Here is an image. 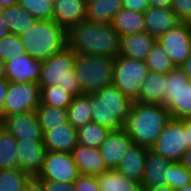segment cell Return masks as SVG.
Returning a JSON list of instances; mask_svg holds the SVG:
<instances>
[{
    "label": "cell",
    "instance_id": "1",
    "mask_svg": "<svg viewBox=\"0 0 191 191\" xmlns=\"http://www.w3.org/2000/svg\"><path fill=\"white\" fill-rule=\"evenodd\" d=\"M67 47L78 54L115 58L119 56L120 37L112 24L83 20L67 32Z\"/></svg>",
    "mask_w": 191,
    "mask_h": 191
},
{
    "label": "cell",
    "instance_id": "2",
    "mask_svg": "<svg viewBox=\"0 0 191 191\" xmlns=\"http://www.w3.org/2000/svg\"><path fill=\"white\" fill-rule=\"evenodd\" d=\"M170 119L163 105L133 101L123 129L133 143L151 149Z\"/></svg>",
    "mask_w": 191,
    "mask_h": 191
},
{
    "label": "cell",
    "instance_id": "3",
    "mask_svg": "<svg viewBox=\"0 0 191 191\" xmlns=\"http://www.w3.org/2000/svg\"><path fill=\"white\" fill-rule=\"evenodd\" d=\"M92 122L110 131L122 130L129 117L132 100L114 85L89 94Z\"/></svg>",
    "mask_w": 191,
    "mask_h": 191
},
{
    "label": "cell",
    "instance_id": "4",
    "mask_svg": "<svg viewBox=\"0 0 191 191\" xmlns=\"http://www.w3.org/2000/svg\"><path fill=\"white\" fill-rule=\"evenodd\" d=\"M19 36L26 54L39 61L47 60L67 47L66 31L54 20H36Z\"/></svg>",
    "mask_w": 191,
    "mask_h": 191
},
{
    "label": "cell",
    "instance_id": "5",
    "mask_svg": "<svg viewBox=\"0 0 191 191\" xmlns=\"http://www.w3.org/2000/svg\"><path fill=\"white\" fill-rule=\"evenodd\" d=\"M76 53L69 47L42 61L39 87L59 85L74 97L83 94L74 70Z\"/></svg>",
    "mask_w": 191,
    "mask_h": 191
},
{
    "label": "cell",
    "instance_id": "6",
    "mask_svg": "<svg viewBox=\"0 0 191 191\" xmlns=\"http://www.w3.org/2000/svg\"><path fill=\"white\" fill-rule=\"evenodd\" d=\"M74 70L83 94H94L102 87L112 85L114 58L76 53Z\"/></svg>",
    "mask_w": 191,
    "mask_h": 191
},
{
    "label": "cell",
    "instance_id": "7",
    "mask_svg": "<svg viewBox=\"0 0 191 191\" xmlns=\"http://www.w3.org/2000/svg\"><path fill=\"white\" fill-rule=\"evenodd\" d=\"M164 107L170 118L185 120L191 117V82L180 67L166 74Z\"/></svg>",
    "mask_w": 191,
    "mask_h": 191
},
{
    "label": "cell",
    "instance_id": "8",
    "mask_svg": "<svg viewBox=\"0 0 191 191\" xmlns=\"http://www.w3.org/2000/svg\"><path fill=\"white\" fill-rule=\"evenodd\" d=\"M149 72L146 61L119 55L114 58L112 85L132 101H135L140 92L141 84Z\"/></svg>",
    "mask_w": 191,
    "mask_h": 191
},
{
    "label": "cell",
    "instance_id": "9",
    "mask_svg": "<svg viewBox=\"0 0 191 191\" xmlns=\"http://www.w3.org/2000/svg\"><path fill=\"white\" fill-rule=\"evenodd\" d=\"M151 149L168 160L180 162L188 150L186 121L171 118Z\"/></svg>",
    "mask_w": 191,
    "mask_h": 191
},
{
    "label": "cell",
    "instance_id": "10",
    "mask_svg": "<svg viewBox=\"0 0 191 191\" xmlns=\"http://www.w3.org/2000/svg\"><path fill=\"white\" fill-rule=\"evenodd\" d=\"M40 105L38 83H11L5 96L3 119L12 114L35 111Z\"/></svg>",
    "mask_w": 191,
    "mask_h": 191
},
{
    "label": "cell",
    "instance_id": "11",
    "mask_svg": "<svg viewBox=\"0 0 191 191\" xmlns=\"http://www.w3.org/2000/svg\"><path fill=\"white\" fill-rule=\"evenodd\" d=\"M80 175L72 153L46 151L42 169L37 176L41 180L61 183L74 182Z\"/></svg>",
    "mask_w": 191,
    "mask_h": 191
},
{
    "label": "cell",
    "instance_id": "12",
    "mask_svg": "<svg viewBox=\"0 0 191 191\" xmlns=\"http://www.w3.org/2000/svg\"><path fill=\"white\" fill-rule=\"evenodd\" d=\"M157 41L175 67H180L191 53V23L181 22L157 38Z\"/></svg>",
    "mask_w": 191,
    "mask_h": 191
},
{
    "label": "cell",
    "instance_id": "13",
    "mask_svg": "<svg viewBox=\"0 0 191 191\" xmlns=\"http://www.w3.org/2000/svg\"><path fill=\"white\" fill-rule=\"evenodd\" d=\"M42 61L28 54L12 57L5 62L6 80L11 83H39Z\"/></svg>",
    "mask_w": 191,
    "mask_h": 191
},
{
    "label": "cell",
    "instance_id": "14",
    "mask_svg": "<svg viewBox=\"0 0 191 191\" xmlns=\"http://www.w3.org/2000/svg\"><path fill=\"white\" fill-rule=\"evenodd\" d=\"M18 168L32 177H37L42 169L46 148L42 140H17Z\"/></svg>",
    "mask_w": 191,
    "mask_h": 191
},
{
    "label": "cell",
    "instance_id": "15",
    "mask_svg": "<svg viewBox=\"0 0 191 191\" xmlns=\"http://www.w3.org/2000/svg\"><path fill=\"white\" fill-rule=\"evenodd\" d=\"M0 124L17 140H42V132L35 111L6 116Z\"/></svg>",
    "mask_w": 191,
    "mask_h": 191
},
{
    "label": "cell",
    "instance_id": "16",
    "mask_svg": "<svg viewBox=\"0 0 191 191\" xmlns=\"http://www.w3.org/2000/svg\"><path fill=\"white\" fill-rule=\"evenodd\" d=\"M132 143L133 141L124 129L110 131L106 140L98 148L108 170L117 169Z\"/></svg>",
    "mask_w": 191,
    "mask_h": 191
},
{
    "label": "cell",
    "instance_id": "17",
    "mask_svg": "<svg viewBox=\"0 0 191 191\" xmlns=\"http://www.w3.org/2000/svg\"><path fill=\"white\" fill-rule=\"evenodd\" d=\"M53 10L54 21L66 32L87 17L85 0H54Z\"/></svg>",
    "mask_w": 191,
    "mask_h": 191
},
{
    "label": "cell",
    "instance_id": "18",
    "mask_svg": "<svg viewBox=\"0 0 191 191\" xmlns=\"http://www.w3.org/2000/svg\"><path fill=\"white\" fill-rule=\"evenodd\" d=\"M42 141L46 151L72 153L78 144V132L70 122H67L66 124L44 132Z\"/></svg>",
    "mask_w": 191,
    "mask_h": 191
},
{
    "label": "cell",
    "instance_id": "19",
    "mask_svg": "<svg viewBox=\"0 0 191 191\" xmlns=\"http://www.w3.org/2000/svg\"><path fill=\"white\" fill-rule=\"evenodd\" d=\"M143 16L145 31L156 39L181 23L171 8L149 6Z\"/></svg>",
    "mask_w": 191,
    "mask_h": 191
},
{
    "label": "cell",
    "instance_id": "20",
    "mask_svg": "<svg viewBox=\"0 0 191 191\" xmlns=\"http://www.w3.org/2000/svg\"><path fill=\"white\" fill-rule=\"evenodd\" d=\"M156 41L157 39L146 31L124 35L120 37L119 55L145 61Z\"/></svg>",
    "mask_w": 191,
    "mask_h": 191
},
{
    "label": "cell",
    "instance_id": "21",
    "mask_svg": "<svg viewBox=\"0 0 191 191\" xmlns=\"http://www.w3.org/2000/svg\"><path fill=\"white\" fill-rule=\"evenodd\" d=\"M173 161L161 156L152 149H148L145 161L142 189L167 185L168 167Z\"/></svg>",
    "mask_w": 191,
    "mask_h": 191
},
{
    "label": "cell",
    "instance_id": "22",
    "mask_svg": "<svg viewBox=\"0 0 191 191\" xmlns=\"http://www.w3.org/2000/svg\"><path fill=\"white\" fill-rule=\"evenodd\" d=\"M147 151L148 148L132 143L116 170L126 178L142 183Z\"/></svg>",
    "mask_w": 191,
    "mask_h": 191
},
{
    "label": "cell",
    "instance_id": "23",
    "mask_svg": "<svg viewBox=\"0 0 191 191\" xmlns=\"http://www.w3.org/2000/svg\"><path fill=\"white\" fill-rule=\"evenodd\" d=\"M72 156L80 174L97 176L108 170L98 148L77 144Z\"/></svg>",
    "mask_w": 191,
    "mask_h": 191
},
{
    "label": "cell",
    "instance_id": "24",
    "mask_svg": "<svg viewBox=\"0 0 191 191\" xmlns=\"http://www.w3.org/2000/svg\"><path fill=\"white\" fill-rule=\"evenodd\" d=\"M166 84V73L150 71L142 82L140 92L135 101L164 106Z\"/></svg>",
    "mask_w": 191,
    "mask_h": 191
},
{
    "label": "cell",
    "instance_id": "25",
    "mask_svg": "<svg viewBox=\"0 0 191 191\" xmlns=\"http://www.w3.org/2000/svg\"><path fill=\"white\" fill-rule=\"evenodd\" d=\"M112 26L119 37L145 31L143 13L121 8L114 16Z\"/></svg>",
    "mask_w": 191,
    "mask_h": 191
},
{
    "label": "cell",
    "instance_id": "26",
    "mask_svg": "<svg viewBox=\"0 0 191 191\" xmlns=\"http://www.w3.org/2000/svg\"><path fill=\"white\" fill-rule=\"evenodd\" d=\"M100 191H143L141 183L126 178L116 169L97 175Z\"/></svg>",
    "mask_w": 191,
    "mask_h": 191
},
{
    "label": "cell",
    "instance_id": "27",
    "mask_svg": "<svg viewBox=\"0 0 191 191\" xmlns=\"http://www.w3.org/2000/svg\"><path fill=\"white\" fill-rule=\"evenodd\" d=\"M87 20L112 24L115 14L122 8L121 0H91L86 2Z\"/></svg>",
    "mask_w": 191,
    "mask_h": 191
},
{
    "label": "cell",
    "instance_id": "28",
    "mask_svg": "<svg viewBox=\"0 0 191 191\" xmlns=\"http://www.w3.org/2000/svg\"><path fill=\"white\" fill-rule=\"evenodd\" d=\"M17 139L0 124V169L18 168Z\"/></svg>",
    "mask_w": 191,
    "mask_h": 191
},
{
    "label": "cell",
    "instance_id": "29",
    "mask_svg": "<svg viewBox=\"0 0 191 191\" xmlns=\"http://www.w3.org/2000/svg\"><path fill=\"white\" fill-rule=\"evenodd\" d=\"M2 14L6 23L9 25L11 33L17 35L22 34L25 29L31 27L37 20L19 4L12 5L8 8H3Z\"/></svg>",
    "mask_w": 191,
    "mask_h": 191
},
{
    "label": "cell",
    "instance_id": "30",
    "mask_svg": "<svg viewBox=\"0 0 191 191\" xmlns=\"http://www.w3.org/2000/svg\"><path fill=\"white\" fill-rule=\"evenodd\" d=\"M42 134L68 122L67 109L41 104L35 110Z\"/></svg>",
    "mask_w": 191,
    "mask_h": 191
},
{
    "label": "cell",
    "instance_id": "31",
    "mask_svg": "<svg viewBox=\"0 0 191 191\" xmlns=\"http://www.w3.org/2000/svg\"><path fill=\"white\" fill-rule=\"evenodd\" d=\"M67 112L68 122H70L76 129L92 122L89 94L73 97L71 104L67 108Z\"/></svg>",
    "mask_w": 191,
    "mask_h": 191
},
{
    "label": "cell",
    "instance_id": "32",
    "mask_svg": "<svg viewBox=\"0 0 191 191\" xmlns=\"http://www.w3.org/2000/svg\"><path fill=\"white\" fill-rule=\"evenodd\" d=\"M77 132L78 144L92 148H99L106 140L110 130L94 122H89L77 129Z\"/></svg>",
    "mask_w": 191,
    "mask_h": 191
},
{
    "label": "cell",
    "instance_id": "33",
    "mask_svg": "<svg viewBox=\"0 0 191 191\" xmlns=\"http://www.w3.org/2000/svg\"><path fill=\"white\" fill-rule=\"evenodd\" d=\"M73 95L63 90L59 85L40 87V103L67 109L73 100Z\"/></svg>",
    "mask_w": 191,
    "mask_h": 191
},
{
    "label": "cell",
    "instance_id": "34",
    "mask_svg": "<svg viewBox=\"0 0 191 191\" xmlns=\"http://www.w3.org/2000/svg\"><path fill=\"white\" fill-rule=\"evenodd\" d=\"M145 61L149 71L152 72L167 74L176 68L172 63L170 56L158 41L153 45L152 50L149 52Z\"/></svg>",
    "mask_w": 191,
    "mask_h": 191
},
{
    "label": "cell",
    "instance_id": "35",
    "mask_svg": "<svg viewBox=\"0 0 191 191\" xmlns=\"http://www.w3.org/2000/svg\"><path fill=\"white\" fill-rule=\"evenodd\" d=\"M17 4L37 20H54V0H18Z\"/></svg>",
    "mask_w": 191,
    "mask_h": 191
},
{
    "label": "cell",
    "instance_id": "36",
    "mask_svg": "<svg viewBox=\"0 0 191 191\" xmlns=\"http://www.w3.org/2000/svg\"><path fill=\"white\" fill-rule=\"evenodd\" d=\"M29 177L19 168L0 169V191H22Z\"/></svg>",
    "mask_w": 191,
    "mask_h": 191
},
{
    "label": "cell",
    "instance_id": "37",
    "mask_svg": "<svg viewBox=\"0 0 191 191\" xmlns=\"http://www.w3.org/2000/svg\"><path fill=\"white\" fill-rule=\"evenodd\" d=\"M26 50L17 34H10L0 40V60L4 63L12 57L22 56Z\"/></svg>",
    "mask_w": 191,
    "mask_h": 191
},
{
    "label": "cell",
    "instance_id": "38",
    "mask_svg": "<svg viewBox=\"0 0 191 191\" xmlns=\"http://www.w3.org/2000/svg\"><path fill=\"white\" fill-rule=\"evenodd\" d=\"M191 172L188 171L180 162H173L168 167L167 185L180 189L190 184Z\"/></svg>",
    "mask_w": 191,
    "mask_h": 191
},
{
    "label": "cell",
    "instance_id": "39",
    "mask_svg": "<svg viewBox=\"0 0 191 191\" xmlns=\"http://www.w3.org/2000/svg\"><path fill=\"white\" fill-rule=\"evenodd\" d=\"M171 9L181 22L191 23V0H172Z\"/></svg>",
    "mask_w": 191,
    "mask_h": 191
},
{
    "label": "cell",
    "instance_id": "40",
    "mask_svg": "<svg viewBox=\"0 0 191 191\" xmlns=\"http://www.w3.org/2000/svg\"><path fill=\"white\" fill-rule=\"evenodd\" d=\"M75 191H100L97 176L80 174L73 182Z\"/></svg>",
    "mask_w": 191,
    "mask_h": 191
},
{
    "label": "cell",
    "instance_id": "41",
    "mask_svg": "<svg viewBox=\"0 0 191 191\" xmlns=\"http://www.w3.org/2000/svg\"><path fill=\"white\" fill-rule=\"evenodd\" d=\"M44 191H75L73 182L61 183L52 180H41Z\"/></svg>",
    "mask_w": 191,
    "mask_h": 191
},
{
    "label": "cell",
    "instance_id": "42",
    "mask_svg": "<svg viewBox=\"0 0 191 191\" xmlns=\"http://www.w3.org/2000/svg\"><path fill=\"white\" fill-rule=\"evenodd\" d=\"M122 8L144 13L150 6V0H121Z\"/></svg>",
    "mask_w": 191,
    "mask_h": 191
},
{
    "label": "cell",
    "instance_id": "43",
    "mask_svg": "<svg viewBox=\"0 0 191 191\" xmlns=\"http://www.w3.org/2000/svg\"><path fill=\"white\" fill-rule=\"evenodd\" d=\"M22 191H44L39 177L30 176L25 182Z\"/></svg>",
    "mask_w": 191,
    "mask_h": 191
},
{
    "label": "cell",
    "instance_id": "44",
    "mask_svg": "<svg viewBox=\"0 0 191 191\" xmlns=\"http://www.w3.org/2000/svg\"><path fill=\"white\" fill-rule=\"evenodd\" d=\"M9 82L5 80H0V122L3 120V110L5 96L8 91Z\"/></svg>",
    "mask_w": 191,
    "mask_h": 191
},
{
    "label": "cell",
    "instance_id": "45",
    "mask_svg": "<svg viewBox=\"0 0 191 191\" xmlns=\"http://www.w3.org/2000/svg\"><path fill=\"white\" fill-rule=\"evenodd\" d=\"M12 34L9 25L6 23L5 18L0 13V40L8 35Z\"/></svg>",
    "mask_w": 191,
    "mask_h": 191
},
{
    "label": "cell",
    "instance_id": "46",
    "mask_svg": "<svg viewBox=\"0 0 191 191\" xmlns=\"http://www.w3.org/2000/svg\"><path fill=\"white\" fill-rule=\"evenodd\" d=\"M180 68L184 71L186 77L191 82V53L184 61V63L180 66Z\"/></svg>",
    "mask_w": 191,
    "mask_h": 191
},
{
    "label": "cell",
    "instance_id": "47",
    "mask_svg": "<svg viewBox=\"0 0 191 191\" xmlns=\"http://www.w3.org/2000/svg\"><path fill=\"white\" fill-rule=\"evenodd\" d=\"M180 163L191 172V148L184 153Z\"/></svg>",
    "mask_w": 191,
    "mask_h": 191
},
{
    "label": "cell",
    "instance_id": "48",
    "mask_svg": "<svg viewBox=\"0 0 191 191\" xmlns=\"http://www.w3.org/2000/svg\"><path fill=\"white\" fill-rule=\"evenodd\" d=\"M172 0H150V6L158 8H171Z\"/></svg>",
    "mask_w": 191,
    "mask_h": 191
},
{
    "label": "cell",
    "instance_id": "49",
    "mask_svg": "<svg viewBox=\"0 0 191 191\" xmlns=\"http://www.w3.org/2000/svg\"><path fill=\"white\" fill-rule=\"evenodd\" d=\"M186 121V138L188 149L191 148V117L185 119Z\"/></svg>",
    "mask_w": 191,
    "mask_h": 191
},
{
    "label": "cell",
    "instance_id": "50",
    "mask_svg": "<svg viewBox=\"0 0 191 191\" xmlns=\"http://www.w3.org/2000/svg\"><path fill=\"white\" fill-rule=\"evenodd\" d=\"M143 191H176V189L168 185H162V186L143 188Z\"/></svg>",
    "mask_w": 191,
    "mask_h": 191
},
{
    "label": "cell",
    "instance_id": "51",
    "mask_svg": "<svg viewBox=\"0 0 191 191\" xmlns=\"http://www.w3.org/2000/svg\"><path fill=\"white\" fill-rule=\"evenodd\" d=\"M18 0H0L1 5L3 8L11 7L12 5L17 4Z\"/></svg>",
    "mask_w": 191,
    "mask_h": 191
},
{
    "label": "cell",
    "instance_id": "52",
    "mask_svg": "<svg viewBox=\"0 0 191 191\" xmlns=\"http://www.w3.org/2000/svg\"><path fill=\"white\" fill-rule=\"evenodd\" d=\"M6 79L5 63L0 60V80Z\"/></svg>",
    "mask_w": 191,
    "mask_h": 191
},
{
    "label": "cell",
    "instance_id": "53",
    "mask_svg": "<svg viewBox=\"0 0 191 191\" xmlns=\"http://www.w3.org/2000/svg\"><path fill=\"white\" fill-rule=\"evenodd\" d=\"M176 191H191V184L185 185L184 187L177 189Z\"/></svg>",
    "mask_w": 191,
    "mask_h": 191
},
{
    "label": "cell",
    "instance_id": "54",
    "mask_svg": "<svg viewBox=\"0 0 191 191\" xmlns=\"http://www.w3.org/2000/svg\"><path fill=\"white\" fill-rule=\"evenodd\" d=\"M3 11V6L0 3V13Z\"/></svg>",
    "mask_w": 191,
    "mask_h": 191
}]
</instances>
